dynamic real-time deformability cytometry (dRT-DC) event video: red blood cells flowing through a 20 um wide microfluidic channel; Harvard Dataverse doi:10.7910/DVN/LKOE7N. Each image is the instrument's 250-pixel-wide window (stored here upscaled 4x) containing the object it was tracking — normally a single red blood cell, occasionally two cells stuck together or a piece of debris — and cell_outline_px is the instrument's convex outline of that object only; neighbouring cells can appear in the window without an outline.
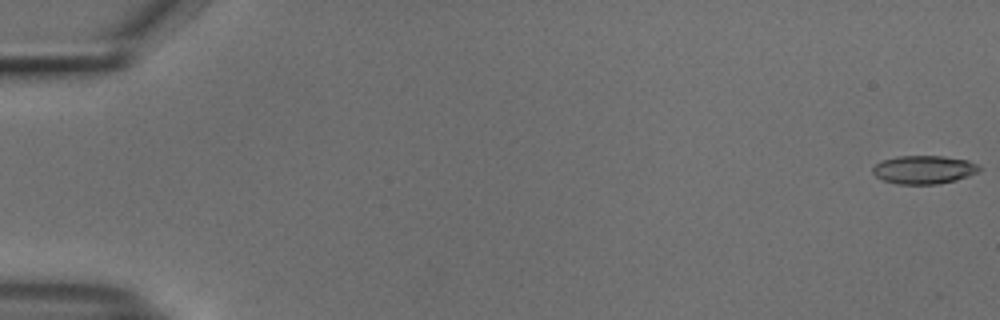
{"species": "common noctule bat (a hibernating species)", "species_latin": "Nyctalus noctula", "temperature_condition": "cold", "stored_images_in_passage": 54, "camera_frame_rate_fps": 3000, "um_per_image_px": 0.085, "animal": {"sex": "male", "body_mass_g": 18.8}, "frame": {"image": 1, "passage_image": 1, "time_ms": 0.0, "image_size_px": [1000, 320], "cell_outline_px": [[980, 168], [976, 172], [968, 176], [956, 180], [940, 184], [896, 184], [884, 180], [876, 176], [872, 172], [872, 168], [880, 160], [896, 156], [944, 156], [968, 160], [976, 164]], "centroid_in_image_um": [78.49, 14.42], "position_along_channel_um": 6.5, "area_um2": 17.63}}
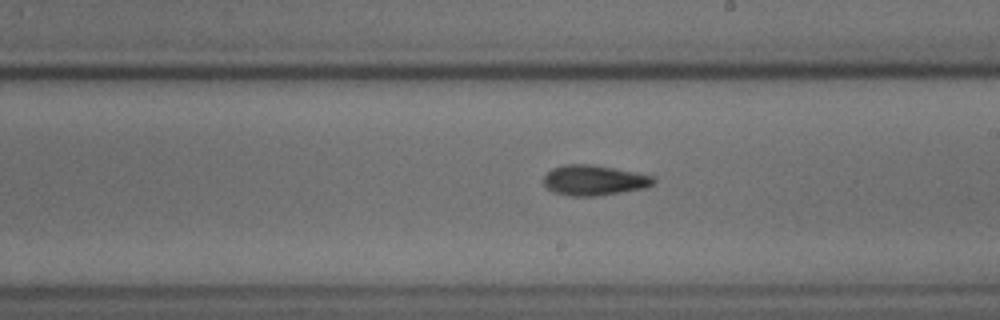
{"frame": {"image": 2, "passage_image": 32, "time_ms": 10.333, "image_size_px": [1000, 320], "cell_outline_px": [[656, 180], [652, 184], [644, 188], [596, 196], [572, 196], [552, 192], [544, 184], [544, 176], [552, 168], [564, 164], [592, 164], [636, 172], [652, 176]], "centroid_in_image_um": [50.47, 15.31], "position_along_channel_um": 238.5, "area_um2": 19.31}}
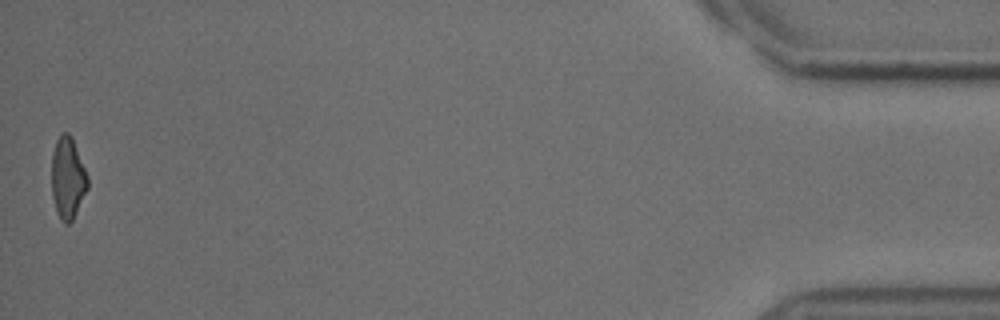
{"frame": {"image": 3, "passage_image": 54, "time_ms": 17.667, "image_size_px": [1000, 320], "cell_outline_px": [[88, 188], [72, 220], [68, 224], [64, 224], [60, 220], [52, 196], [52, 152], [56, 140], [64, 132], [68, 132], [72, 136], [88, 176]], "centroid_in_image_um": [5.76, 15.12], "position_along_channel_um": 429.4, "area_um2": 17.11}, "authors_computed_cell_mechanics": {"area_um2": 18.5249, "velocity_mm_per_s": 3.7923, "shape_relaxation_time_tau1_ms": 8.2974, "shape_relaxation_time_tau2_ms": 3.8573, "deformation_change_tau1": 0.1753, "deformation_change_tau2": 0.1273}}